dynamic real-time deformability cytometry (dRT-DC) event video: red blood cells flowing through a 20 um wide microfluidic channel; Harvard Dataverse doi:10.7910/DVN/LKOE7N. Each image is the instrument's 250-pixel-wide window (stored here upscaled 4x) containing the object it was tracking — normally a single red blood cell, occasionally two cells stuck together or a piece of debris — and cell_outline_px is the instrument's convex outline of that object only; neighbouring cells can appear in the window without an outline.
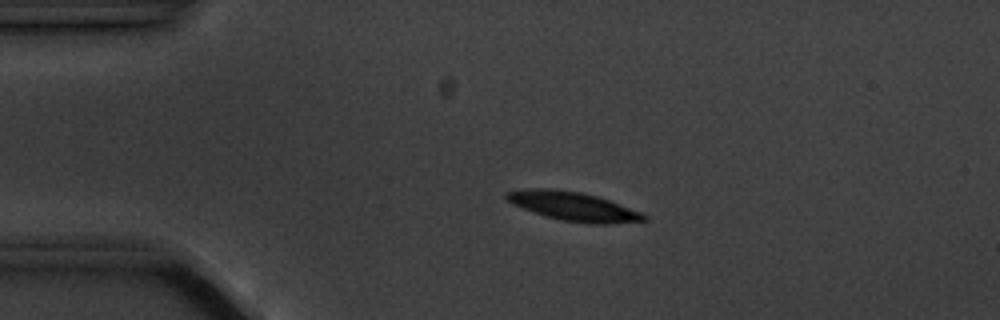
{"species": "common noctule bat (a hibernating species)", "species_latin": "Nyctalus noctula", "temperature_condition": "cold", "stored_images_in_passage": 3, "segment_of_instrument_passage": [1, 2], "camera_frame_rate_fps": 3000, "um_per_image_px": 0.085, "animal": {"sex": "male", "body_mass_g": 20.1, "forearm_length_mm": 53.5}, "frame": {"image": 1, "passage_image": 1, "time_ms": 0.0, "image_size_px": [1000, 320], "cell_outline_px": [[648, 220], [608, 224], [588, 224], [560, 220], [544, 216], [532, 212], [512, 204], [504, 200], [504, 192], [532, 188], [552, 188], [580, 192], [596, 196], [644, 212], [648, 216]], "centroid_in_image_um": [48.72, 17.55], "position_along_channel_um": 36.3, "area_um2": 23.52}}